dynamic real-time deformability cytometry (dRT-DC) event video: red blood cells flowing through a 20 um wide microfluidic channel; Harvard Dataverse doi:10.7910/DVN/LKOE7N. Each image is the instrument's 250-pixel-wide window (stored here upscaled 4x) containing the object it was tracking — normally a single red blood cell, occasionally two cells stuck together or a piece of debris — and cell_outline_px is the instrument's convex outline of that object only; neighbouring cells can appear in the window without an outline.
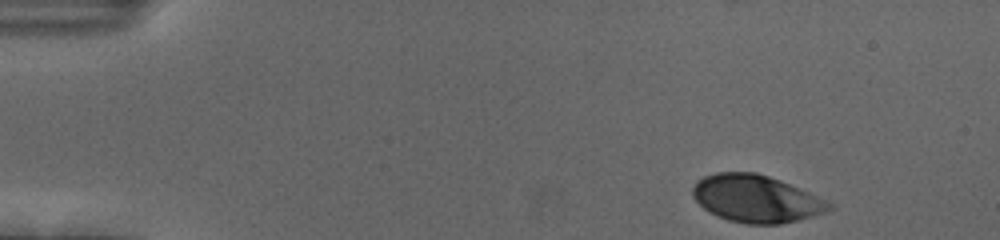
{"species": "human", "species_latin": "Homo sapiens", "temperature_condition": "cold", "stored_images_in_passage": 42, "camera_frame_rate_fps": 3000, "um_per_image_px": 0.085, "donor": {"sex": "female"}, "frame": {"image": 1, "passage_image": 1, "time_ms": 0.0, "image_size_px": [1000, 240], "cell_outline_px": [[836, 208], [828, 212], [780, 224], [748, 224], [728, 220], [704, 208], [692, 196], [692, 188], [696, 180], [704, 176], [716, 172], [756, 172], [780, 180], [836, 204]], "centroid_in_image_um": [64.3, 16.88], "position_along_channel_um": 20.7, "area_um2": 37.63}}
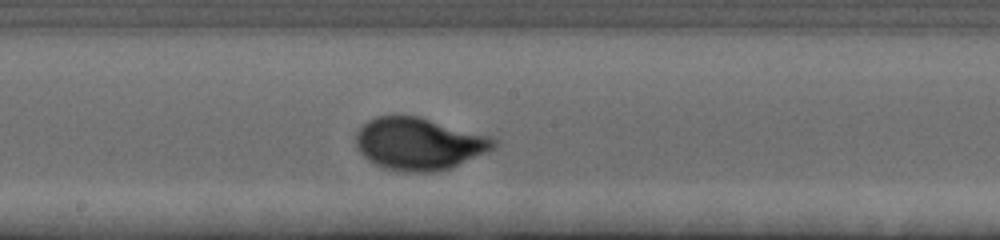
{"frame": {"image": 2, "passage_image": 25, "time_ms": 8.0, "image_size_px": [1000, 240], "cell_outline_px": [[496, 148], [488, 152], [452, 168], [436, 172], [400, 172], [384, 168], [368, 160], [360, 152], [356, 144], [356, 132], [368, 120], [376, 116], [420, 116], [492, 136], [496, 140]], "centroid_in_image_um": [35.66, 12.23], "position_along_channel_um": 212.5, "area_um2": 42.43}}
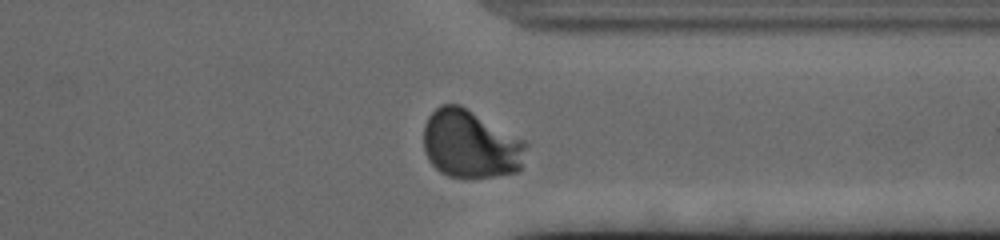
{"frame": {"image": 3, "passage_image": 38, "time_ms": 12.333, "image_size_px": [1000, 240], "cell_outline_px": [[528, 144], [520, 168], [516, 172], [496, 176], [448, 176], [440, 172], [428, 160], [424, 152], [424, 124], [428, 116], [440, 104], [460, 104], [524, 140]], "centroid_in_image_um": [39.97, 12.23], "position_along_channel_um": 371.4, "area_um2": 40.52}, "authors_computed_cell_mechanics": {"area_um2": 39.5641, "velocity_mm_per_s": 3.668, "shape_relaxation_time_tau1_ms": 2.9796, "shape_relaxation_time_tau2_ms": null, "deformation_change_tau1": 0.1708, "deformation_change_tau2": null}}